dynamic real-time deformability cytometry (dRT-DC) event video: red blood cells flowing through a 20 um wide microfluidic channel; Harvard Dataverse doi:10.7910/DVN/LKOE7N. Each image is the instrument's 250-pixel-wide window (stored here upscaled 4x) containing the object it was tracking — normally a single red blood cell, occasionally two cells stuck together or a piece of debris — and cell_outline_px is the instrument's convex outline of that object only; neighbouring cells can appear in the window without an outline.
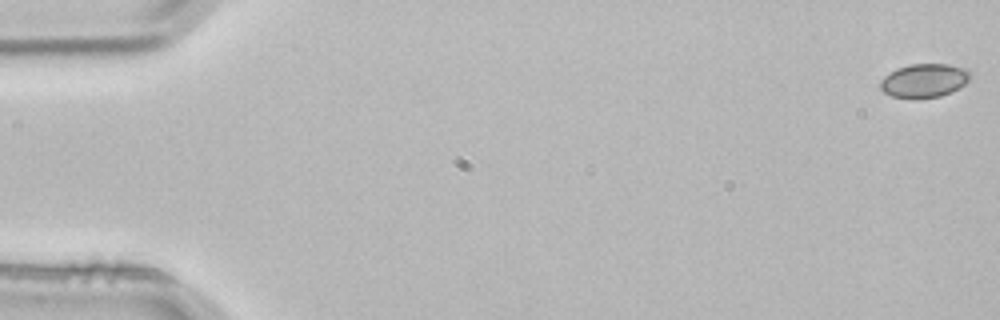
{"species": "common noctule bat (a hibernating species)", "species_latin": "Nyctalus noctula", "temperature_condition": "room temperature", "stored_images_in_passage": 15, "camera_frame_rate_fps": 3000, "um_per_image_px": 0.085, "animal": {"sex": "male", "body_mass_g": 21.5, "forearm_length_mm": 52.0}, "frame": {"image": 1, "passage_image": 1, "time_ms": 0.0, "image_size_px": [1000, 320], "cell_outline_px": [[972, 76], [964, 84], [952, 92], [940, 96], [916, 100], [912, 100], [892, 96], [884, 92], [880, 88], [880, 80], [884, 76], [896, 68], [912, 64], [948, 64], [968, 68], [972, 72]], "centroid_in_image_um": [78.57, 6.86], "position_along_channel_um": 6.4, "area_um2": 18.15}}
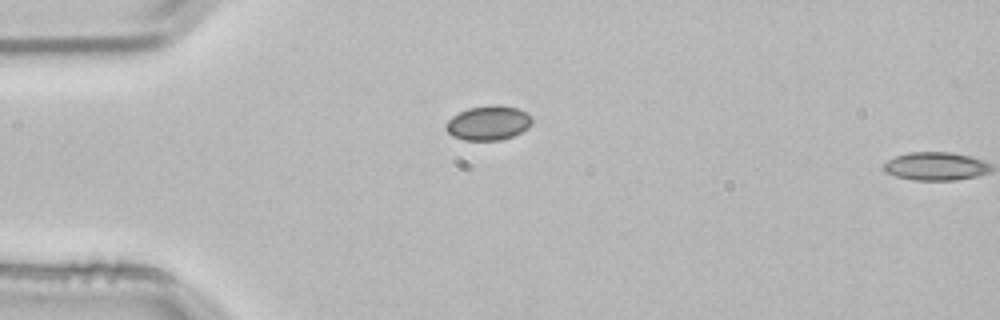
{"frame": {"image": 2, "passage_image": 14, "time_ms": 4.333, "image_size_px": [1000, 320], "cell_outline_px": [[532, 120], [528, 128], [512, 136], [500, 140], [464, 140], [452, 136], [444, 128], [444, 124], [452, 116], [468, 108], [492, 104], [500, 104], [516, 108], [532, 116]], "centroid_in_image_um": [41.48, 10.44], "position_along_channel_um": 43.5, "area_um2": 17.34}}